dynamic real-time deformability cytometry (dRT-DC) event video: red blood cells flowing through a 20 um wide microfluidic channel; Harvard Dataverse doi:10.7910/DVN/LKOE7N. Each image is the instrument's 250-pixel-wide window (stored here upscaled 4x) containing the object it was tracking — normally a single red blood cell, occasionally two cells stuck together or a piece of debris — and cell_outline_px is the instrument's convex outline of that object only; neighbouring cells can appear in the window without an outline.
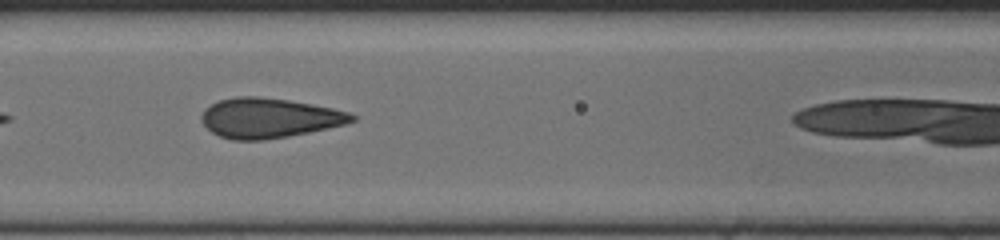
{"species": "human", "species_latin": "Homo sapiens", "temperature_condition": "cold", "stored_images_in_passage": 21, "camera_frame_rate_fps": 3000, "um_per_image_px": 0.085, "donor": {"sex": "female"}, "frame": {"image": 1, "passage_image": 10, "time_ms": 3.0, "image_size_px": [1000, 240], "cell_outline_px": [[356, 120], [344, 124], [308, 132], [288, 136], [264, 140], [232, 140], [220, 136], [212, 132], [204, 124], [200, 116], [204, 108], [220, 100], [236, 96], [260, 96], [288, 100], [312, 104], [332, 108], [348, 112], [356, 116]], "centroid_in_image_um": [22.84, 10.02], "position_along_channel_um": 143.8, "area_um2": 34.74}}